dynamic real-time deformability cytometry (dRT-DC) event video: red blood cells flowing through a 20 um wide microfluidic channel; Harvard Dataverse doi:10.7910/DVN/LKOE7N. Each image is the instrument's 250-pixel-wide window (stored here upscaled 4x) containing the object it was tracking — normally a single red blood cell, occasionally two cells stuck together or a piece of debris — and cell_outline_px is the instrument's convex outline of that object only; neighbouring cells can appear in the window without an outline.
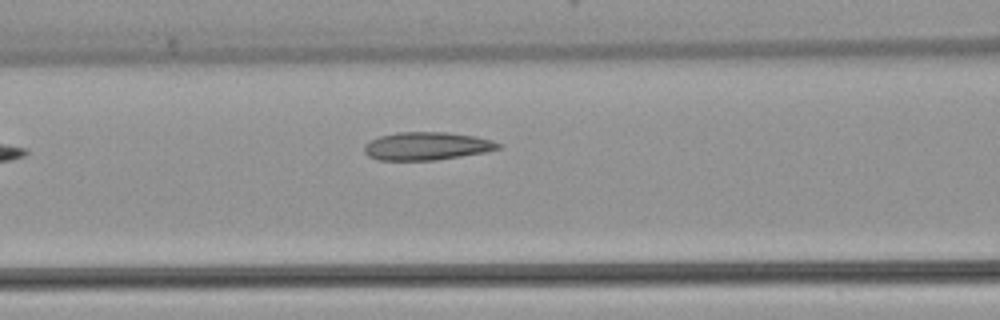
{"species": "common noctule bat (a hibernating species)", "species_latin": "Nyctalus noctula", "temperature_condition": "warm", "stored_images_in_passage": 4, "camera_frame_rate_fps": 3000, "um_per_image_px": 0.085, "animal": {"sex": "female", "body_mass_g": 22.7, "forearm_length_mm": 54.2}, "frame": {"image": 1, "passage_image": 4, "time_ms": 3.667, "image_size_px": [1000, 320], "cell_outline_px": [[504, 148], [484, 152], [436, 160], [376, 160], [368, 156], [364, 152], [364, 144], [368, 140], [380, 136], [400, 132], [448, 132], [476, 136], [492, 140], [504, 144]], "centroid_in_image_um": [36.29, 12.41], "position_along_channel_um": 130.3, "area_um2": 22.14}}